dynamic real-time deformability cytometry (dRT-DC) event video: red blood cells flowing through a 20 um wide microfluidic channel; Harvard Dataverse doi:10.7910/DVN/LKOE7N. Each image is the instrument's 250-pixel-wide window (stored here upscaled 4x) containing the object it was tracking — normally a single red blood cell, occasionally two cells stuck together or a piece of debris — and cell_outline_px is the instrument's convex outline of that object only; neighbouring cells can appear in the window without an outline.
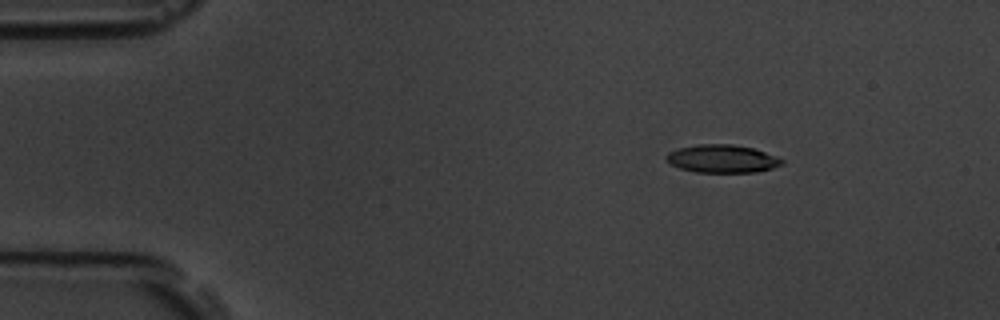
{"species": "common noctule bat (a hibernating species)", "species_latin": "Nyctalus noctula", "temperature_condition": "room temperature", "stored_images_in_passage": 5, "camera_frame_rate_fps": 3000, "um_per_image_px": 0.085, "animal": {"sex": "male", "body_mass_g": 19.5, "forearm_length_mm": 54.6}, "frame": {"image": 1, "passage_image": 1, "time_ms": 0.0, "image_size_px": [1000, 320], "cell_outline_px": [[784, 164], [772, 168], [756, 172], [696, 172], [680, 168], [672, 164], [664, 156], [668, 152], [680, 148], [696, 144], [732, 144], [752, 148], [764, 152], [784, 160]], "centroid_in_image_um": [61.38, 13.49], "position_along_channel_um": 23.6, "area_um2": 18.67}}
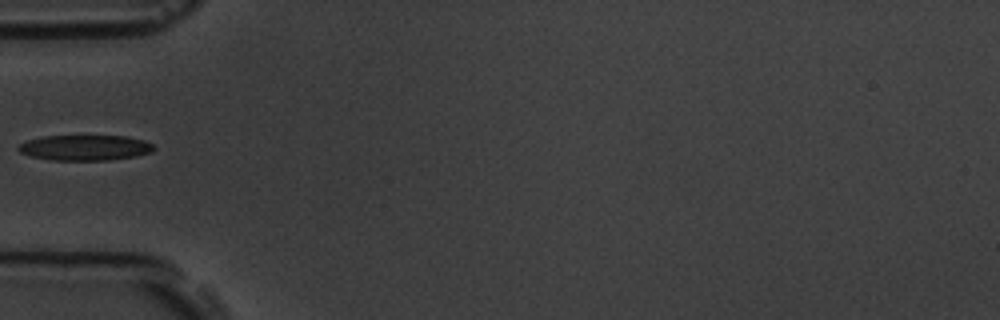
{"frame": {"image": 2, "passage_image": 4, "time_ms": 3.667, "image_size_px": [1000, 320], "cell_outline_px": [[156, 148], [152, 152], [136, 156], [108, 160], [52, 160], [28, 156], [20, 152], [16, 148], [20, 144], [28, 140], [40, 136], [124, 136], [144, 140], [152, 144]], "centroid_in_image_um": [7.21, 12.55], "position_along_channel_um": 77.8, "area_um2": 20.17}}
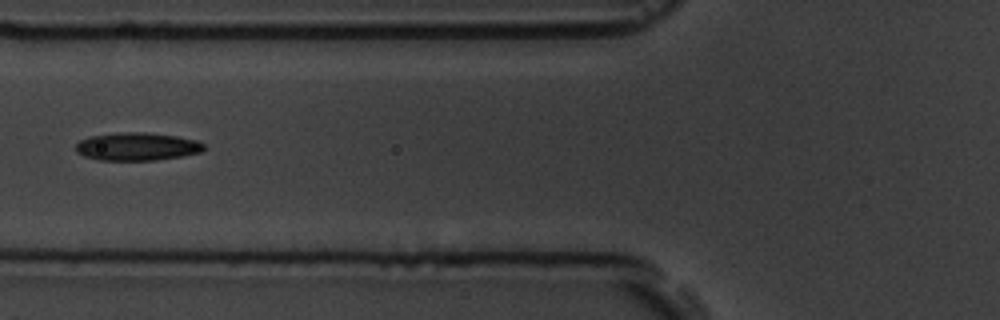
{"frame": {"image": 3, "passage_image": 5, "time_ms": 4.667, "image_size_px": [1000, 320], "cell_outline_px": [[204, 148], [200, 152], [180, 156], [156, 160], [100, 160], [84, 156], [76, 152], [76, 144], [80, 140], [92, 136], [124, 132], [144, 132], [176, 136], [196, 140], [204, 144]], "centroid_in_image_um": [11.63, 12.46], "position_along_channel_um": 114.2, "area_um2": 20.63}}